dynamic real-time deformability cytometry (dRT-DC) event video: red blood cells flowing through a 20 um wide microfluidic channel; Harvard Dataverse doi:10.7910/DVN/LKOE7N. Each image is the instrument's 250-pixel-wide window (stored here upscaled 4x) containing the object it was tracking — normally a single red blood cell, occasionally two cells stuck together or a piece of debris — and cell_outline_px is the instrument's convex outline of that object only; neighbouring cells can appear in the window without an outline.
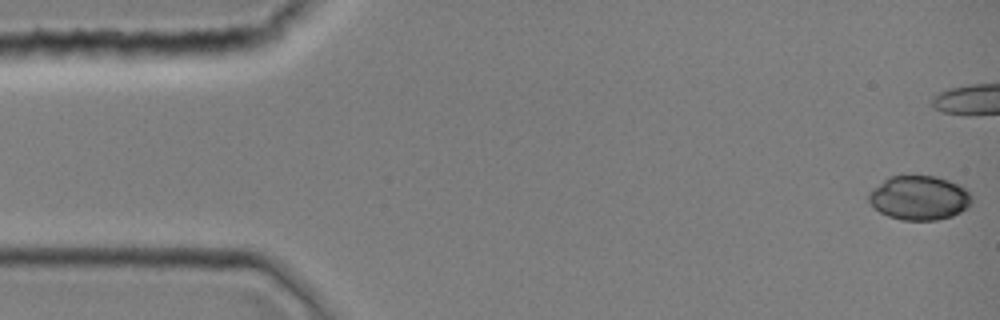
{"species": "common noctule bat (a hibernating species)", "species_latin": "Nyctalus noctula", "temperature_condition": "room temperature", "stored_images_in_passage": 26, "camera_frame_rate_fps": 3000, "um_per_image_px": 0.085, "animal": {"sex": "female", "body_mass_g": 19.0, "forearm_length_mm": 51.5}, "frame": {"image": 1, "passage_image": 1, "time_ms": 0.0, "image_size_px": [1000, 320], "cell_outline_px": [[972, 204], [968, 208], [952, 216], [936, 220], [900, 220], [888, 216], [880, 212], [868, 200], [868, 192], [872, 188], [888, 176], [900, 172], [936, 176], [948, 180], [964, 188], [972, 196]], "centroid_in_image_um": [78.1, 16.77], "position_along_channel_um": 6.9, "area_um2": 27.34}}
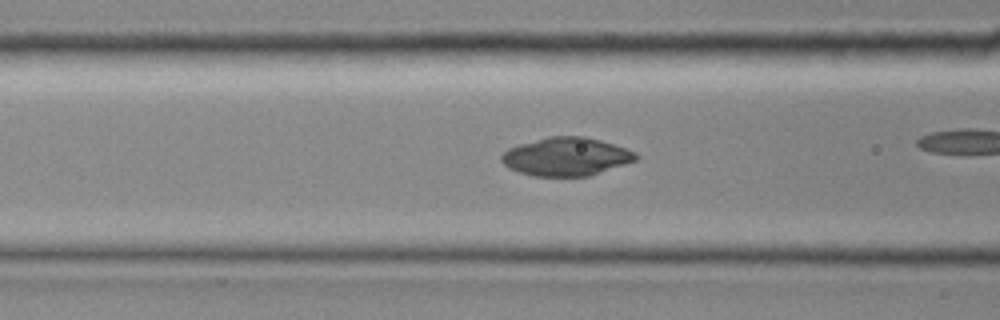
{"frame": {"image": 2, "passage_image": 17, "time_ms": 5.333, "image_size_px": [1000, 320], "cell_outline_px": [[640, 156], [636, 160], [588, 176], [536, 176], [520, 172], [508, 168], [500, 160], [500, 156], [508, 148], [520, 144], [548, 136], [584, 136], [600, 140], [636, 152]], "centroid_in_image_um": [48.11, 13.31], "position_along_channel_um": 118.5, "area_um2": 29.77}}